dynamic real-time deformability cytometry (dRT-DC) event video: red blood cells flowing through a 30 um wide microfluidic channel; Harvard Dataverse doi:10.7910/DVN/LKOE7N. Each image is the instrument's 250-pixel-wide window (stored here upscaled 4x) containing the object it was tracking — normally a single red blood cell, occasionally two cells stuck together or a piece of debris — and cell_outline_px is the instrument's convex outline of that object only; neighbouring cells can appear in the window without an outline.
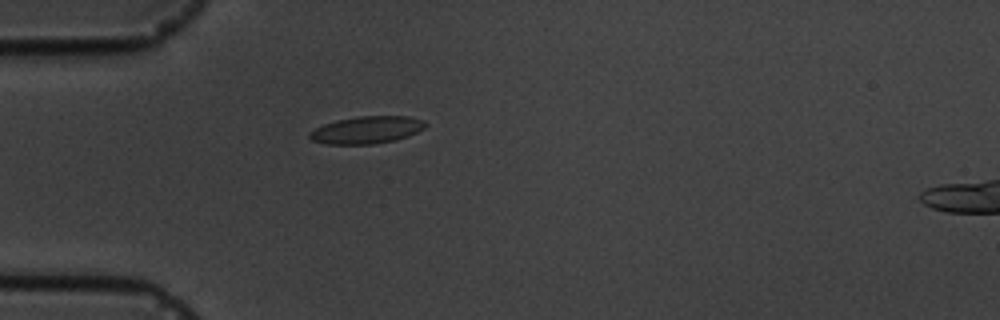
{"species": "common noctule bat (a hibernating species)", "species_latin": "Nyctalus noctula", "temperature_condition": "cold", "stored_images_in_passage": 1, "camera_frame_rate_fps": 3000, "um_per_image_px": 0.085, "animal": {"sex": "male", "body_mass_g": 19.5, "forearm_length_mm": 54.6}, "frame": {"image": 1, "passage_image": 1, "time_ms": 0.0, "image_size_px": [1000, 320], "cell_outline_px": [[428, 124], [424, 128], [408, 136], [396, 140], [372, 144], [324, 144], [312, 140], [308, 136], [308, 132], [324, 124], [336, 120], [356, 116], [408, 116], [424, 120]], "centroid_in_image_um": [31.17, 11.04], "position_along_channel_um": 53.8, "area_um2": 18.55}}